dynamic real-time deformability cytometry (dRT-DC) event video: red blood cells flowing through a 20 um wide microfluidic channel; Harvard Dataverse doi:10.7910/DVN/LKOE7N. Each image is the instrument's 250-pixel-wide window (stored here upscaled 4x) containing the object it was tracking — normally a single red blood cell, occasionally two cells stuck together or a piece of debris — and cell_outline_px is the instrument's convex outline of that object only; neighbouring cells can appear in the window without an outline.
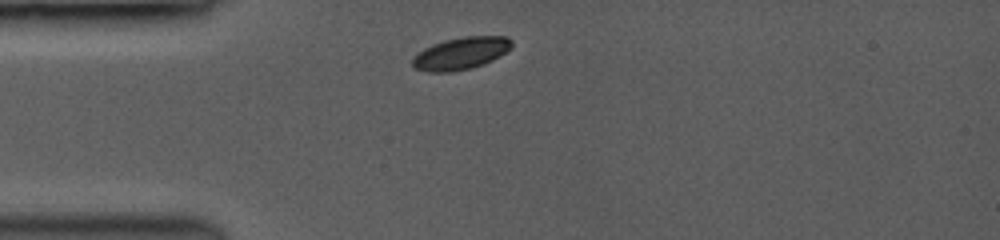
{"species": "common noctule bat (a hibernating species)", "species_latin": "Nyctalus noctula", "temperature_condition": "room temperature", "stored_images_in_passage": 37, "camera_frame_rate_fps": 3500, "um_per_image_px": 0.085, "animal": {"sex": "female", "body_mass_g": 19.0, "forearm_length_mm": 53.3}, "frame": {"image": 1, "passage_image": 1, "time_ms": 0.0, "image_size_px": [1000, 240], "cell_outline_px": [[512, 44], [504, 52], [492, 60], [468, 68], [448, 72], [432, 72], [416, 68], [412, 64], [412, 56], [424, 48], [432, 44], [444, 40], [464, 36], [508, 36], [512, 40]], "centroid_in_image_um": [39.13, 4.51], "position_along_channel_um": 45.9, "area_um2": 18.32}}
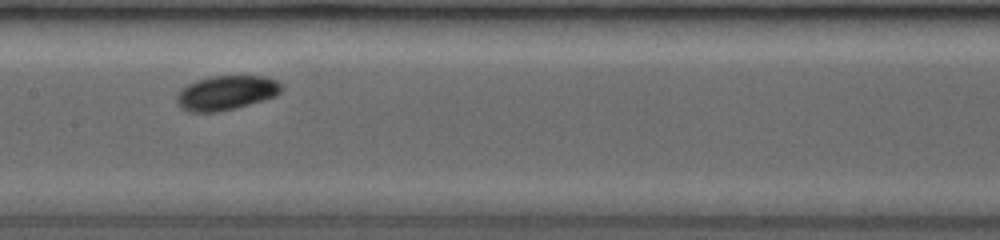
{"frame": {"image": 2, "passage_image": 15, "time_ms": 4.0, "image_size_px": [1000, 240], "cell_outline_px": [[284, 84], [280, 92], [276, 96], [232, 108], [212, 112], [192, 112], [184, 108], [180, 104], [180, 92], [188, 84], [196, 80], [212, 76], [264, 76], [276, 80]], "centroid_in_image_um": [19.32, 7.85], "position_along_channel_um": 188.1, "area_um2": 20.29}}
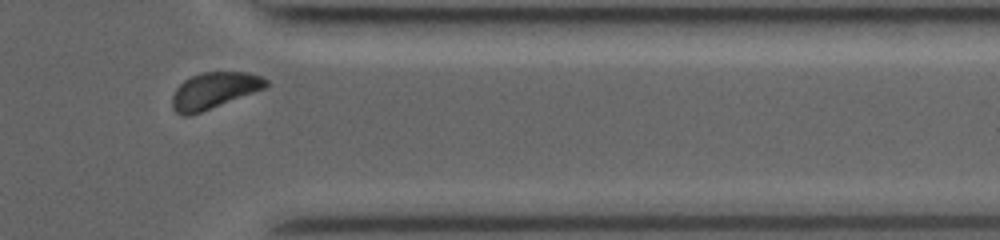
{"frame": {"image": 3, "passage_image": 33, "time_ms": 9.143, "image_size_px": [1000, 240], "cell_outline_px": [[268, 84], [264, 88], [200, 112], [188, 116], [180, 116], [172, 108], [172, 96], [176, 88], [184, 80], [200, 72], [248, 72], [260, 76], [268, 80]], "centroid_in_image_um": [18.15, 7.69], "position_along_channel_um": 393.2, "area_um2": 19.59}, "authors_computed_cell_mechanics": {"area_um2": 19.8254, "velocity_mm_per_s": 3.9794, "shape_relaxation_time_tau1_ms": 2.3364, "shape_relaxation_time_tau2_ms": null, "deformation_change_tau1": 0.0721, "deformation_change_tau2": null}}